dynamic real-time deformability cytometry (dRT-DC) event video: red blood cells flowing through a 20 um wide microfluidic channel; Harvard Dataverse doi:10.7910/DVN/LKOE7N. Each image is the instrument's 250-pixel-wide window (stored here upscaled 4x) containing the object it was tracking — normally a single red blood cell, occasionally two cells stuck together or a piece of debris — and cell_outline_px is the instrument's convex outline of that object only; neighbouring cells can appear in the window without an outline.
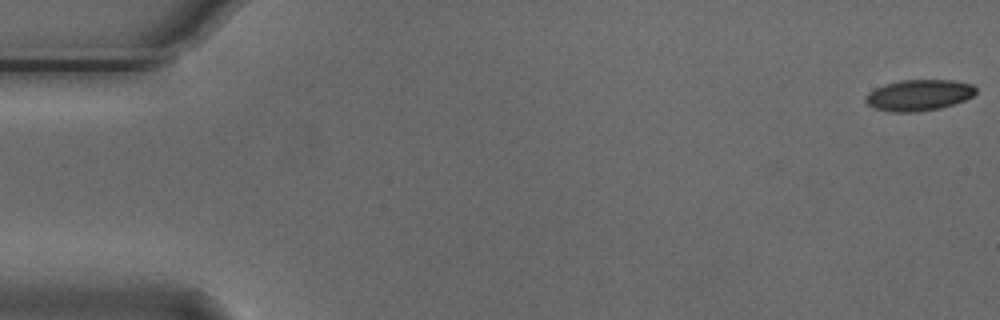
{"species": "Egyptian fruit bat (a non-hibernating species)", "species_latin": "Rousettus aegyptiacus", "temperature_condition": "cold", "stored_images_in_passage": 6, "camera_frame_rate_fps": 3000, "um_per_image_px": 0.085, "animal": {"sex": "male"}, "frame": {"image": 1, "passage_image": 1, "time_ms": 0.0, "image_size_px": [1000, 320], "cell_outline_px": [[976, 92], [972, 96], [964, 100], [940, 108], [916, 112], [892, 112], [876, 108], [868, 104], [864, 100], [868, 92], [884, 84], [900, 80], [952, 80], [972, 84], [976, 88]], "centroid_in_image_um": [78.09, 8.08], "position_along_channel_um": 6.9, "area_um2": 19.88}}